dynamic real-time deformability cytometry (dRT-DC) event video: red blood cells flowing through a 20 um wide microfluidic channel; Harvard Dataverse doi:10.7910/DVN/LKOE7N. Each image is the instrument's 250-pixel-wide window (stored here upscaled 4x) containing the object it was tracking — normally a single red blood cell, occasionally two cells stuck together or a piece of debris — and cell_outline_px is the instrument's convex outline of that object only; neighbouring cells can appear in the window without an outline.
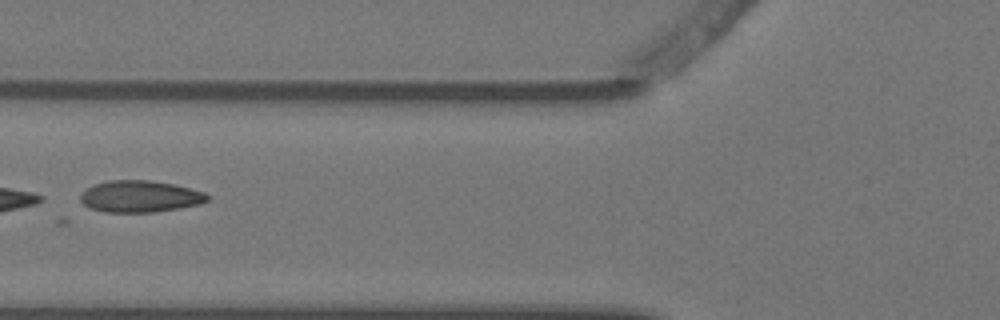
{"species": "Egyptian fruit bat (a non-hibernating species)", "species_latin": "Rousettus aegyptiacus", "temperature_condition": "warm", "stored_images_in_passage": 6, "camera_frame_rate_fps": 3000, "um_per_image_px": 0.085, "animal": {"sex": "female"}, "frame": {"image": 1, "passage_image": 6, "time_ms": 1.667, "image_size_px": [1000, 320], "cell_outline_px": [[208, 200], [200, 204], [180, 208], [152, 212], [104, 212], [88, 208], [80, 200], [80, 196], [88, 188], [96, 184], [108, 180], [148, 180], [172, 184], [204, 192], [208, 196]], "centroid_in_image_um": [11.88, 16.7], "position_along_channel_um": 113.9, "area_um2": 23.24}}